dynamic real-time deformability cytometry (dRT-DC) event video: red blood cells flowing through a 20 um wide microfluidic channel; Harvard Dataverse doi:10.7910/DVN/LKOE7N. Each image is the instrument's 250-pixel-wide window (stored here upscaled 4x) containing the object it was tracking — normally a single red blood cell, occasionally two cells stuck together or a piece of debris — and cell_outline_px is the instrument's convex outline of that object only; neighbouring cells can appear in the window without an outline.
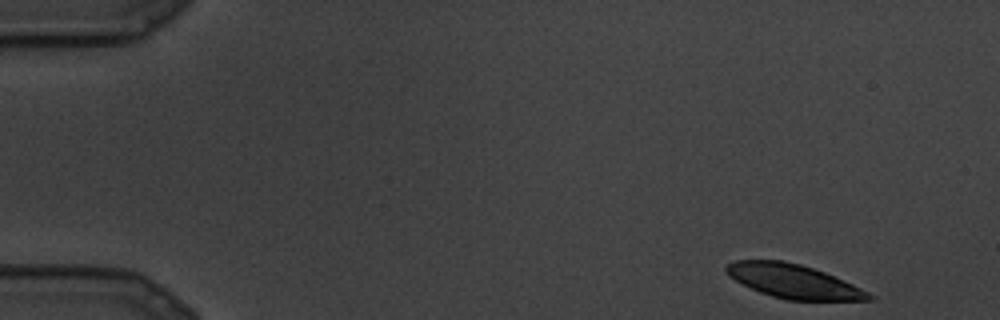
{"species": "common noctule bat (a hibernating species)", "species_latin": "Nyctalus noctula", "temperature_condition": "cold", "stored_images_in_passage": 25, "camera_frame_rate_fps": 3000, "um_per_image_px": 0.085, "animal": {"sex": "male", "body_mass_g": 19.5, "forearm_length_mm": 54.6}, "frame": {"image": 1, "passage_image": 1, "time_ms": 0.0, "image_size_px": [1000, 320], "cell_outline_px": [[876, 296], [872, 300], [788, 300], [772, 296], [760, 292], [728, 276], [724, 272], [724, 268], [728, 264], [736, 260], [784, 260], [800, 264], [824, 272], [852, 284]], "centroid_in_image_um": [67.43, 23.9], "position_along_channel_um": 17.6, "area_um2": 27.92}}
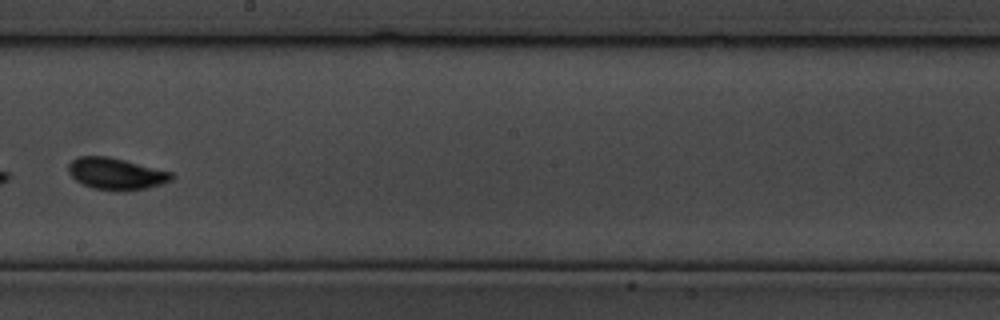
{"frame": {"image": 2, "passage_image": 15, "time_ms": 4.667, "image_size_px": [1000, 320], "cell_outline_px": [[172, 180], [160, 184], [144, 188], [92, 188], [76, 180], [68, 172], [68, 164], [72, 160], [80, 156], [108, 156], [172, 172]], "centroid_in_image_um": [9.82, 14.72], "position_along_channel_um": 238.4, "area_um2": 18.15}}
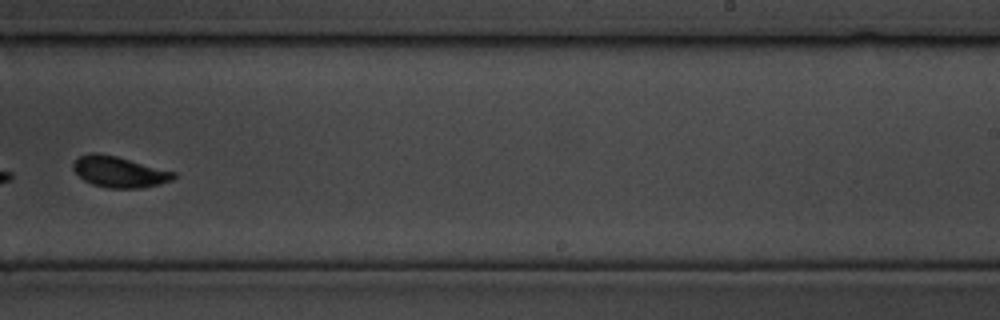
{"frame": {"image": 3, "passage_image": 16, "time_ms": 5.0, "image_size_px": [1000, 320], "cell_outline_px": [[176, 176], [172, 180], [160, 184], [140, 188], [108, 188], [92, 184], [84, 180], [72, 168], [72, 164], [80, 156], [92, 152], [96, 152], [116, 156], [176, 172]], "centroid_in_image_um": [10.14, 14.61], "position_along_channel_um": 278.9, "area_um2": 18.03}}